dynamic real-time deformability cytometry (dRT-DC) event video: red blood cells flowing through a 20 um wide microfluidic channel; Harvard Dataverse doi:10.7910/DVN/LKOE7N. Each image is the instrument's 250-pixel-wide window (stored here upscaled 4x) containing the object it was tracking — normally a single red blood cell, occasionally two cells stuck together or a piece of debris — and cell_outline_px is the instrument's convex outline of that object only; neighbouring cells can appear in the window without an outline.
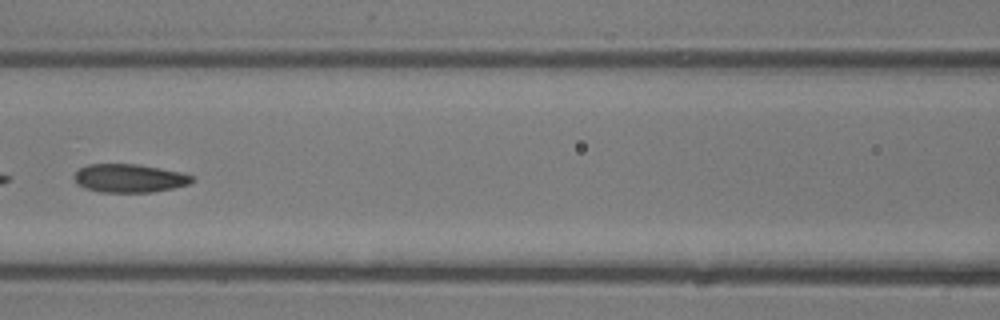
{"species": "common noctule bat (a hibernating species)", "species_latin": "Nyctalus noctula", "temperature_condition": "room temperature", "stored_images_in_passage": 40, "camera_frame_rate_fps": 3000, "um_per_image_px": 0.085, "animal": {"sex": "male", "body_mass_g": 13.3}, "frame": {"image": 1, "passage_image": 18, "time_ms": 5.667, "image_size_px": [1000, 320], "cell_outline_px": [[192, 180], [188, 184], [172, 188], [152, 192], [100, 192], [84, 188], [76, 184], [72, 176], [80, 168], [88, 164], [136, 164], [160, 168], [180, 172], [192, 176]], "centroid_in_image_um": [10.92, 15.15], "position_along_channel_um": 155.7, "area_um2": 19.42}}
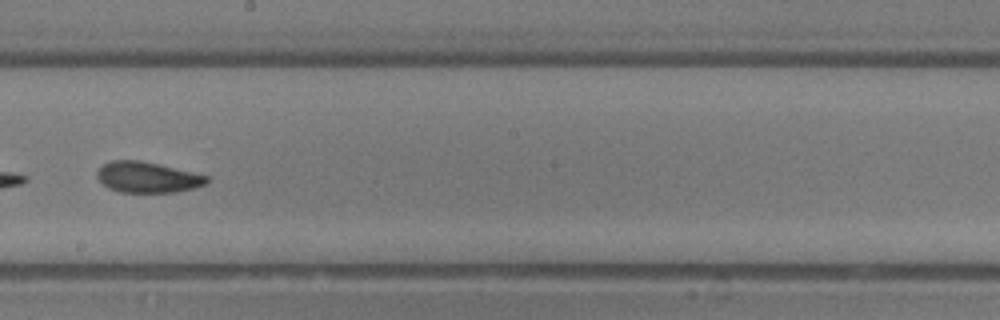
{"frame": {"image": 2, "passage_image": 23, "time_ms": 7.333, "image_size_px": [1000, 320], "cell_outline_px": [[208, 184], [176, 192], [120, 192], [108, 188], [96, 176], [96, 172], [104, 164], [112, 160], [140, 160], [192, 172], [208, 176]], "centroid_in_image_um": [12.53, 15.07], "position_along_channel_um": 235.7, "area_um2": 19.48}}
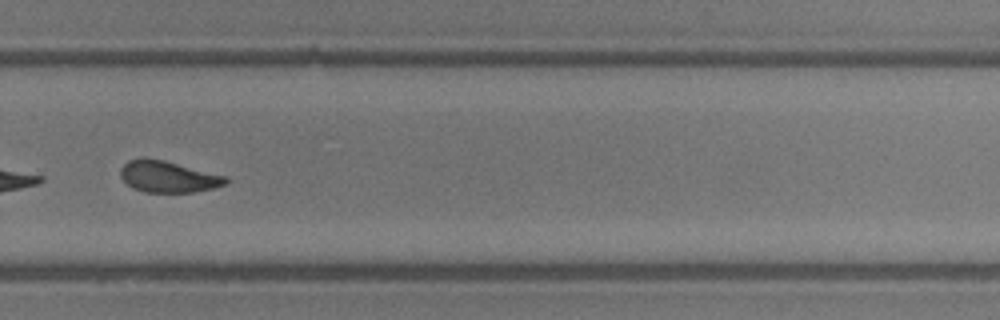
{"frame": {"image": 3, "passage_image": 28, "time_ms": 9.0, "image_size_px": [1000, 320], "cell_outline_px": [[228, 184], [212, 188], [192, 192], [144, 192], [132, 188], [120, 176], [120, 168], [128, 160], [164, 160], [228, 176]], "centroid_in_image_um": [14.34, 15.04], "position_along_channel_um": 315.5, "area_um2": 19.02}, "authors_computed_cell_mechanics": {"area_um2": 20.0566, "velocity_mm_per_s": 4.8197, "shape_relaxation_time_tau1_ms": 2.8714, "shape_relaxation_time_tau2_ms": 1.7754, "deformation_change_tau1": 0.1295, "deformation_change_tau2": 0.0872}}